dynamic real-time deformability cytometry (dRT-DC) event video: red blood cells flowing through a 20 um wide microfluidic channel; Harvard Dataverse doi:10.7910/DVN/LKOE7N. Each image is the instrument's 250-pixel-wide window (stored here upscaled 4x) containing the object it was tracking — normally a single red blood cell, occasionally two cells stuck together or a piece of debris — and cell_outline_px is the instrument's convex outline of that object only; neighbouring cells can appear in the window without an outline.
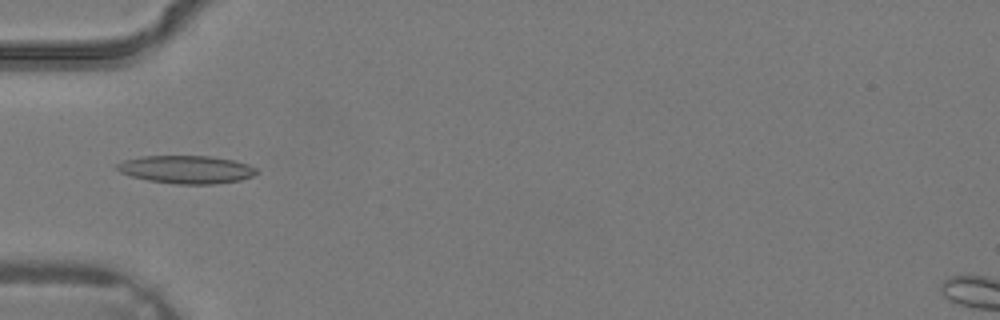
{"species": "common noctule bat (a hibernating species)", "species_latin": "Nyctalus noctula", "temperature_condition": "warm", "stored_images_in_passage": 1, "camera_frame_rate_fps": 3000, "um_per_image_px": 0.085, "animal": {"sex": "male", "body_mass_g": 19.2, "forearm_length_mm": 51.8}, "frame": {"image": 1, "passage_image": 1, "time_ms": 0.0, "image_size_px": [1000, 320], "cell_outline_px": [[260, 172], [252, 176], [240, 180], [212, 184], [176, 184], [148, 180], [132, 176], [120, 172], [116, 168], [116, 164], [124, 160], [144, 156], [208, 156], [232, 160], [248, 164], [256, 168]], "centroid_in_image_um": [15.86, 14.41], "position_along_channel_um": 69.1, "area_um2": 22.6}}